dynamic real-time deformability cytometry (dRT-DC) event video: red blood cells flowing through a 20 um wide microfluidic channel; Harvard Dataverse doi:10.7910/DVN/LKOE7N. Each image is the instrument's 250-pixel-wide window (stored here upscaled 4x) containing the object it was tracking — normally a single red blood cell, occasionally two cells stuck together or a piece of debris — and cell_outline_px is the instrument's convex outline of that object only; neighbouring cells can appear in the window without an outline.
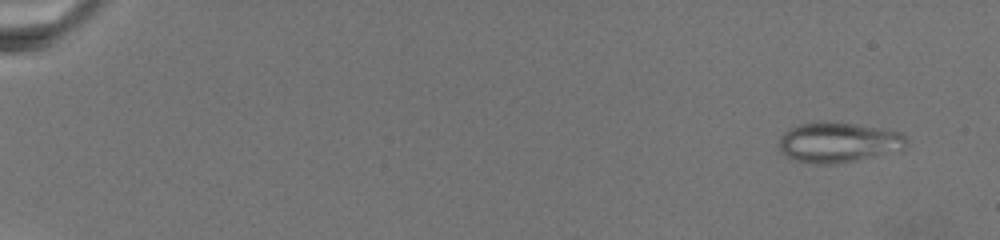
{"species": "common noctule bat (a hibernating species)", "species_latin": "Nyctalus noctula", "temperature_condition": "warm", "stored_images_in_passage": 20, "camera_frame_rate_fps": 3000, "um_per_image_px": 0.085, "animal": {"sex": "female", "body_mass_g": 19.5, "forearm_length_mm": 54.1}, "frame": {"image": 1, "passage_image": 2, "time_ms": 1.0, "image_size_px": [1000, 240], "cell_outline_px": [[908, 144], [904, 148], [856, 160], [836, 164], [816, 164], [796, 160], [780, 152], [776, 144], [780, 136], [788, 128], [800, 124], [816, 120], [824, 120], [880, 128], [900, 132], [908, 140]], "centroid_in_image_um": [71.17, 12.08], "position_along_channel_um": 13.8, "area_um2": 30.0}}
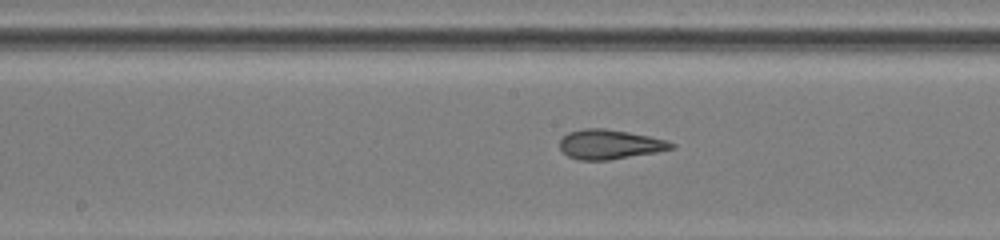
{"frame": {"image": 2, "passage_image": 14, "time_ms": 13.667, "image_size_px": [1000, 240], "cell_outline_px": [[676, 148], [656, 152], [608, 160], [576, 160], [568, 156], [560, 148], [560, 140], [568, 132], [584, 128], [604, 128], [628, 132], [648, 136], [664, 140], [676, 144]], "centroid_in_image_um": [51.81, 12.27], "position_along_channel_um": 196.4, "area_um2": 19.13}}
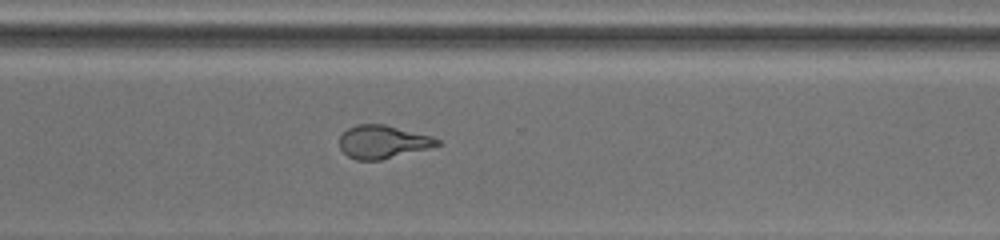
{"frame": {"image": 3, "passage_image": 20, "time_ms": 18.667, "image_size_px": [1000, 240], "cell_outline_px": [[444, 144], [380, 160], [356, 160], [348, 156], [340, 148], [340, 136], [348, 128], [356, 124], [384, 124], [432, 136], [440, 140]], "centroid_in_image_um": [32.55, 12.05], "position_along_channel_um": 338.1, "area_um2": 18.79}}